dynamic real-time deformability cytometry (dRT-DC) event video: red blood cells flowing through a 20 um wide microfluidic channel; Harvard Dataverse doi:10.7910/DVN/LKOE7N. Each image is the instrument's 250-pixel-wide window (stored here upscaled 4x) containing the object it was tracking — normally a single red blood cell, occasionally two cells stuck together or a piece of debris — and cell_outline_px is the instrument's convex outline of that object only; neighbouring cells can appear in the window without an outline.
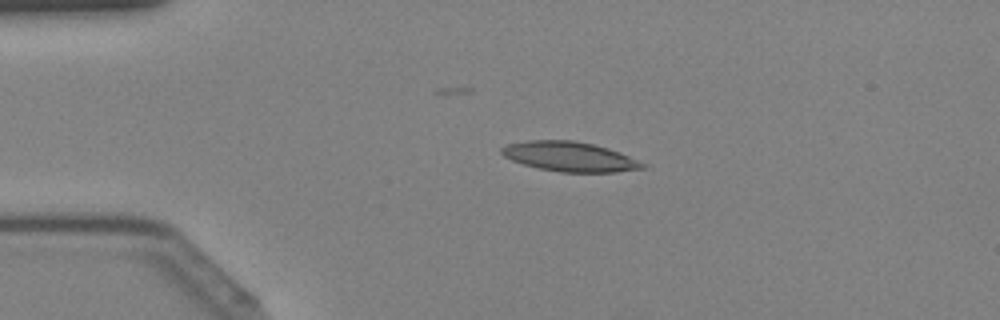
{"species": "Egyptian fruit bat (a non-hibernating species)", "species_latin": "Rousettus aegyptiacus", "temperature_condition": "cold", "stored_images_in_passage": 38, "camera_frame_rate_fps": 3000, "um_per_image_px": 0.085, "animal": {"sex": "female"}, "frame": {"image": 1, "passage_image": 5, "time_ms": 1.333, "image_size_px": [1000, 320], "cell_outline_px": [[648, 168], [616, 172], [560, 172], [540, 168], [524, 164], [512, 160], [504, 156], [500, 152], [500, 148], [508, 144], [528, 140], [572, 140], [592, 144], [608, 148], [620, 152], [648, 164]], "centroid_in_image_um": [48.47, 13.31], "position_along_channel_um": 36.5, "area_um2": 24.45}}
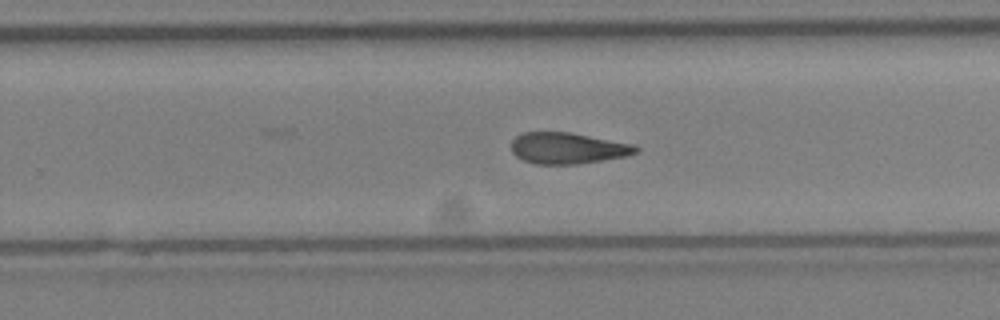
{"frame": {"image": 2, "passage_image": 23, "time_ms": 7.333, "image_size_px": [1000, 320], "cell_outline_px": [[640, 152], [628, 156], [576, 164], [536, 164], [524, 160], [516, 156], [512, 152], [512, 140], [516, 136], [524, 132], [572, 132], [636, 144], [640, 148]], "centroid_in_image_um": [48.32, 12.58], "position_along_channel_um": 281.5, "area_um2": 22.95}}
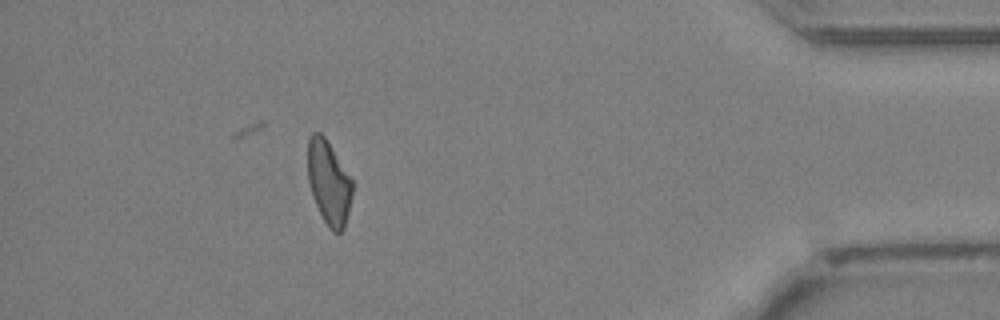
{"frame": {"image": 3, "passage_image": 34, "time_ms": 11.0, "image_size_px": [1000, 320], "cell_outline_px": [[352, 196], [344, 228], [340, 232], [332, 232], [328, 228], [312, 196], [308, 180], [308, 140], [312, 132], [320, 132], [324, 136], [352, 180]], "centroid_in_image_um": [27.93, 15.53], "position_along_channel_um": 407.3, "area_um2": 21.5}}